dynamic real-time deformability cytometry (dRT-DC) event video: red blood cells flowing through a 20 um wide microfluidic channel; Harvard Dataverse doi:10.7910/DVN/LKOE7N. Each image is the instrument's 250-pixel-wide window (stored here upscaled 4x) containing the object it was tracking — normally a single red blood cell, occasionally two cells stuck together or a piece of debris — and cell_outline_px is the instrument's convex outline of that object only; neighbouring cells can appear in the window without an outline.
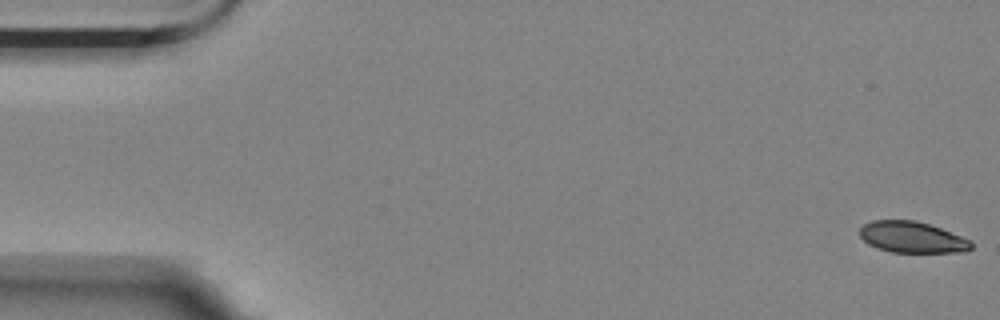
{"species": "Egyptian fruit bat (a non-hibernating species)", "species_latin": "Rousettus aegyptiacus", "temperature_condition": "room temperature", "stored_images_in_passage": 57, "camera_frame_rate_fps": 3000, "um_per_image_px": 0.085, "animal": {"sex": "female"}, "frame": {"image": 1, "passage_image": 1, "time_ms": 0.0, "image_size_px": [1000, 320], "cell_outline_px": [[972, 248], [964, 252], [892, 252], [876, 248], [868, 244], [860, 236], [860, 228], [864, 224], [872, 220], [916, 220], [940, 228], [972, 240]], "centroid_in_image_um": [77.53, 20.16], "position_along_channel_um": 7.5, "area_um2": 20.29}}
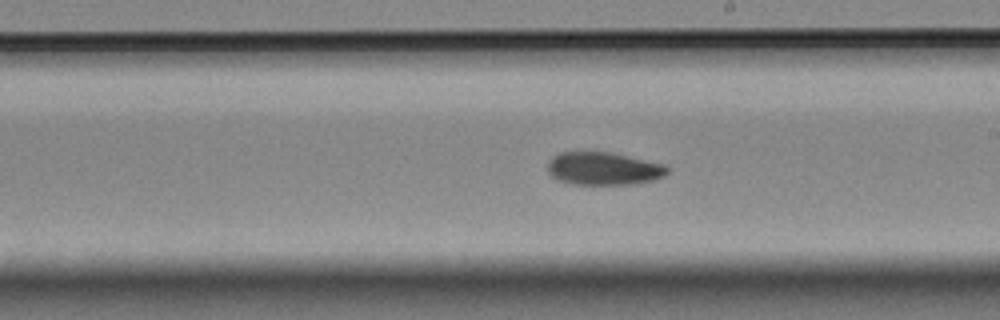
{"frame": {"image": 2, "passage_image": 32, "time_ms": 10.333, "image_size_px": [1000, 320], "cell_outline_px": [[672, 168], [664, 176], [652, 180], [636, 184], [572, 184], [556, 180], [548, 172], [548, 164], [552, 156], [560, 152], [608, 152], [664, 164]], "centroid_in_image_um": [51.3, 14.34], "position_along_channel_um": 237.7, "area_um2": 22.95}}
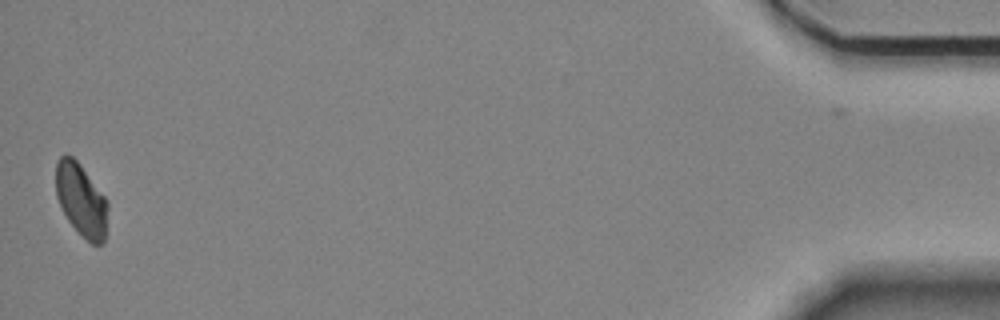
{"frame": {"image": 3, "passage_image": 56, "time_ms": 18.333, "image_size_px": [1000, 320], "cell_outline_px": [[108, 208], [104, 244], [92, 244], [68, 220], [56, 196], [56, 164], [60, 156], [64, 152], [72, 156], [80, 164], [104, 196], [108, 204]], "centroid_in_image_um": [6.9, 16.96], "position_along_channel_um": 428.3, "area_um2": 21.73}, "authors_computed_cell_mechanics": {"area_um2": 22.9466, "velocity_mm_per_s": 3.522, "shape_relaxation_time_tau1_ms": 6.3331, "shape_relaxation_time_tau2_ms": 7.7745, "deformation_change_tau1": 0.1407, "deformation_change_tau2": 0.1001}}